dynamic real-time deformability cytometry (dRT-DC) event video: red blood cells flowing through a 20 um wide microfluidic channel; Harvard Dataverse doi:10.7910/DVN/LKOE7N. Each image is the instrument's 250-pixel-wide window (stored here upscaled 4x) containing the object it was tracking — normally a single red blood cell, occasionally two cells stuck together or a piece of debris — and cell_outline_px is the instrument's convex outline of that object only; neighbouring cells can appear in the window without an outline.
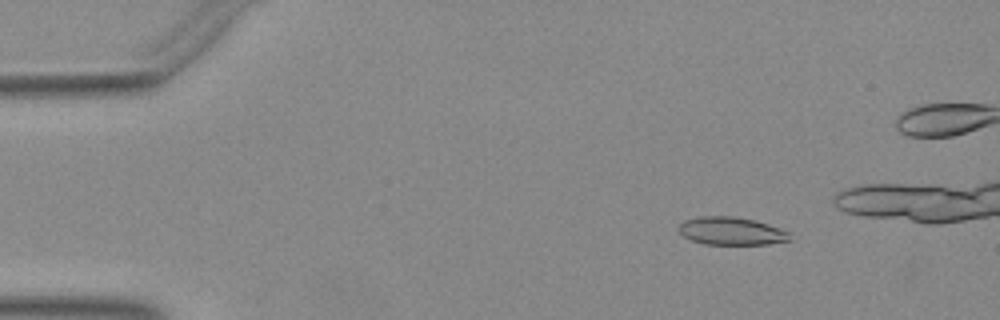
{"species": "Egyptian fruit bat (a non-hibernating species)", "species_latin": "Rousettus aegyptiacus", "temperature_condition": "warm", "stored_images_in_passage": 42, "camera_frame_rate_fps": 3000, "um_per_image_px": 0.085, "animal": {"sex": "female"}, "frame": {"image": 1, "passage_image": 7, "time_ms": 2.0, "image_size_px": [1000, 320], "cell_outline_px": [[792, 240], [768, 244], [704, 244], [692, 240], [684, 236], [676, 228], [684, 220], [700, 216], [732, 216], [756, 220], [780, 228], [788, 232]], "centroid_in_image_um": [62.16, 19.63], "position_along_channel_um": 22.8, "area_um2": 18.09}}
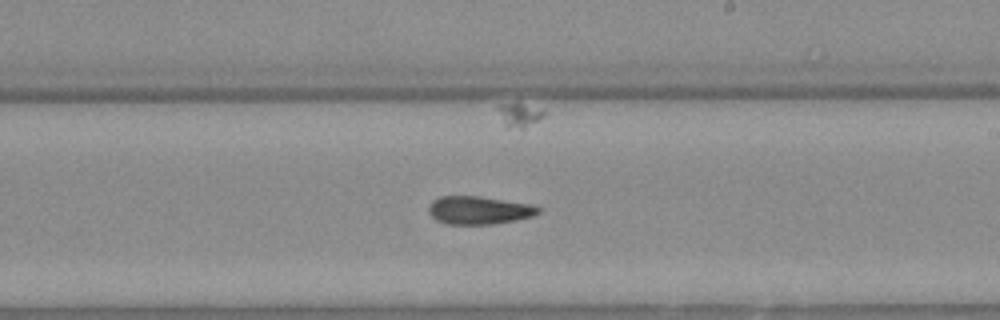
{"frame": {"image": 2, "passage_image": 30, "time_ms": 9.667, "image_size_px": [1000, 320], "cell_outline_px": [[540, 212], [532, 216], [516, 220], [492, 224], [444, 224], [436, 220], [428, 212], [428, 204], [432, 200], [440, 196], [480, 196], [532, 204], [540, 208]], "centroid_in_image_um": [40.68, 17.86], "position_along_channel_um": 248.3, "area_um2": 18.09}}
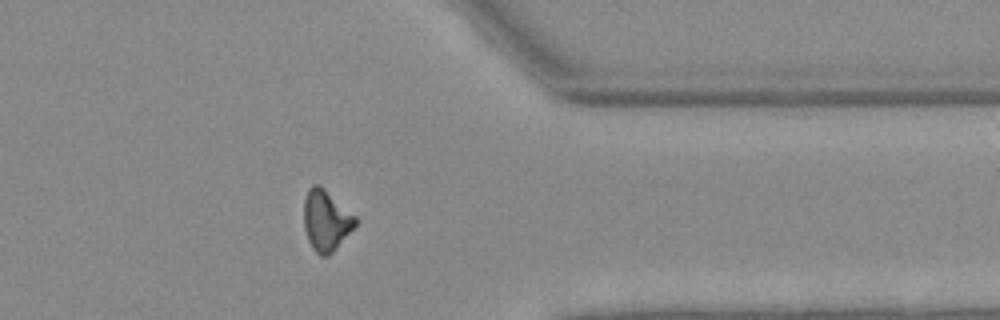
{"frame": {"image": 3, "passage_image": 41, "time_ms": 13.333, "image_size_px": [1000, 320], "cell_outline_px": [[356, 224], [336, 248], [328, 256], [320, 256], [312, 248], [308, 240], [304, 228], [304, 200], [308, 188], [312, 184], [320, 184], [356, 216]], "centroid_in_image_um": [27.69, 18.71], "position_along_channel_um": 383.7, "area_um2": 18.21}}